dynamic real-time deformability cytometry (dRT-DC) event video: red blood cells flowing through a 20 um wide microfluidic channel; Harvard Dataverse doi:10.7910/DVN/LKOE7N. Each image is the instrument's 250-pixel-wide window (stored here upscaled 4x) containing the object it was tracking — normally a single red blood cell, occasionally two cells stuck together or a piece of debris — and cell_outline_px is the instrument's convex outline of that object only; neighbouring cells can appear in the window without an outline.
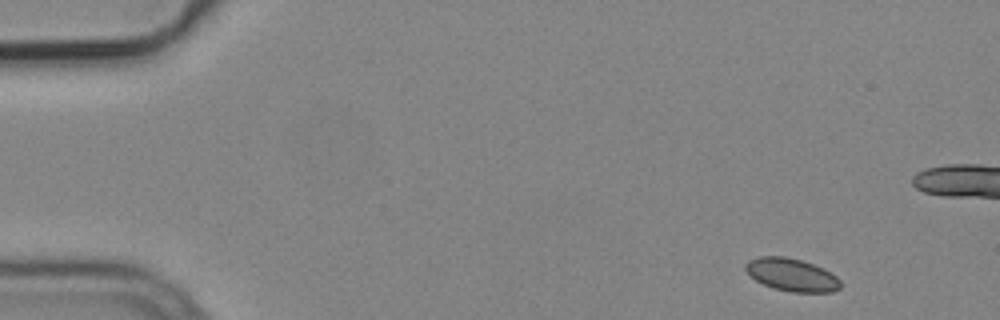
{"species": "common noctule bat (a hibernating species)", "species_latin": "Nyctalus noctula", "temperature_condition": "cold", "stored_images_in_passage": 7, "camera_frame_rate_fps": 3000, "um_per_image_px": 0.085, "animal": {"sex": "male", "body_mass_g": 19.2, "forearm_length_mm": 51.8}, "frame": {"image": 1, "passage_image": 1, "time_ms": 0.0, "image_size_px": [1000, 320], "cell_outline_px": [[840, 288], [832, 292], [792, 292], [772, 288], [756, 280], [744, 268], [744, 264], [748, 260], [760, 256], [784, 256], [800, 260], [824, 268], [836, 276], [840, 280]], "centroid_in_image_um": [67.29, 23.35], "position_along_channel_um": 17.7, "area_um2": 18.09}}
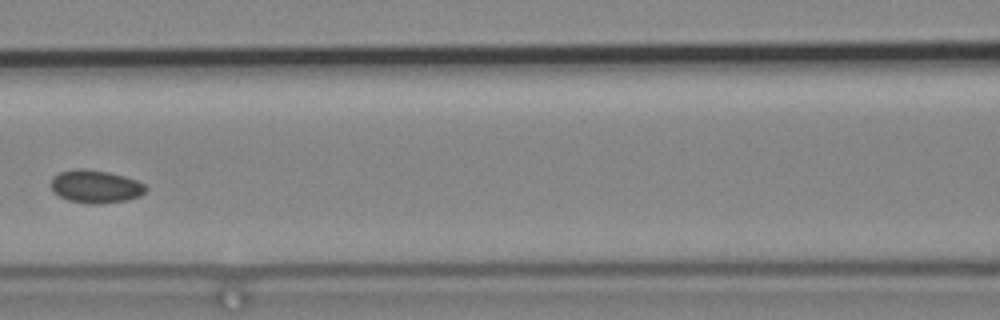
{"frame": {"image": 2, "passage_image": 6, "time_ms": 1.667, "image_size_px": [1000, 320], "cell_outline_px": [[148, 188], [140, 196], [128, 200], [100, 204], [92, 204], [68, 200], [52, 192], [52, 176], [60, 172], [76, 168], [84, 168], [108, 172], [124, 176], [136, 180], [144, 184]], "centroid_in_image_um": [8.12, 15.85], "position_along_channel_um": 158.5, "area_um2": 18.26}}
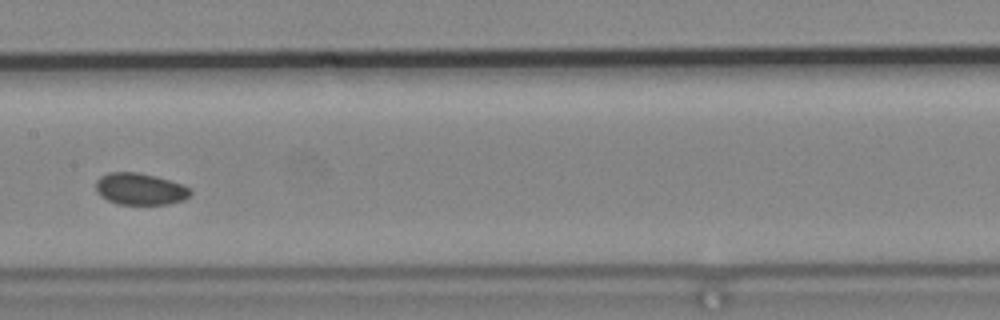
{"frame": {"image": 3, "passage_image": 7, "time_ms": 2.0, "image_size_px": [1000, 320], "cell_outline_px": [[192, 192], [184, 200], [168, 204], [120, 204], [108, 200], [100, 196], [96, 192], [96, 180], [100, 176], [108, 172], [136, 172], [156, 176], [184, 184], [192, 188]], "centroid_in_image_um": [11.92, 16.05], "position_along_channel_um": 195.5, "area_um2": 17.69}}